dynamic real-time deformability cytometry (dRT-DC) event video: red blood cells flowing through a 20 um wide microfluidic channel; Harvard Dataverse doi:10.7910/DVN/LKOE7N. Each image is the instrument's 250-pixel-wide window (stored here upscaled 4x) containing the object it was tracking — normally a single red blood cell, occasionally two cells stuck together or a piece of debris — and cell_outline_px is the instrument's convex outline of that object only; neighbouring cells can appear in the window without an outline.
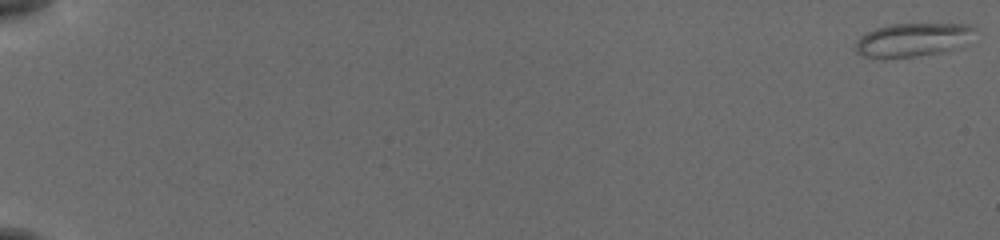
{"species": "common noctule bat (a hibernating species)", "species_latin": "Nyctalus noctula", "temperature_condition": "cold", "stored_images_in_passage": 57, "camera_frame_rate_fps": 3000, "um_per_image_px": 0.085, "animal": {"sex": "female", "body_mass_g": 19.5, "forearm_length_mm": 54.1}, "frame": {"image": 1, "passage_image": 1, "time_ms": 0.0, "image_size_px": [1000, 240], "cell_outline_px": [[976, 28], [948, 48], [940, 52], [916, 56], [884, 60], [864, 56], [856, 52], [856, 40], [860, 36], [876, 28], [892, 24], [964, 24]], "centroid_in_image_um": [77.33, 3.4], "position_along_channel_um": 7.7, "area_um2": 22.31}}
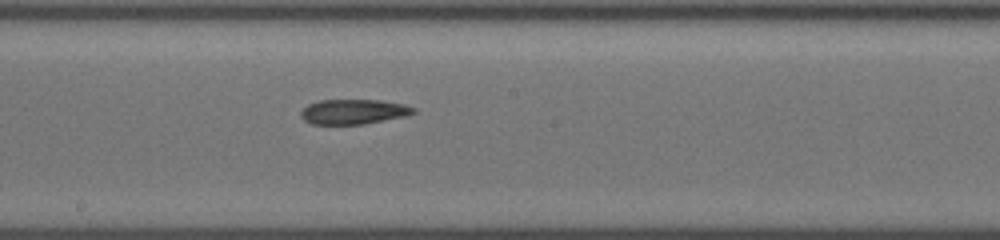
{"frame": {"image": 2, "passage_image": 34, "time_ms": 11.0, "image_size_px": [1000, 240], "cell_outline_px": [[416, 112], [404, 116], [364, 124], [312, 124], [304, 120], [300, 116], [300, 112], [308, 104], [320, 100], [380, 100], [404, 104], [416, 108]], "centroid_in_image_um": [30.04, 9.49], "position_along_channel_um": 218.2, "area_um2": 16.3}}
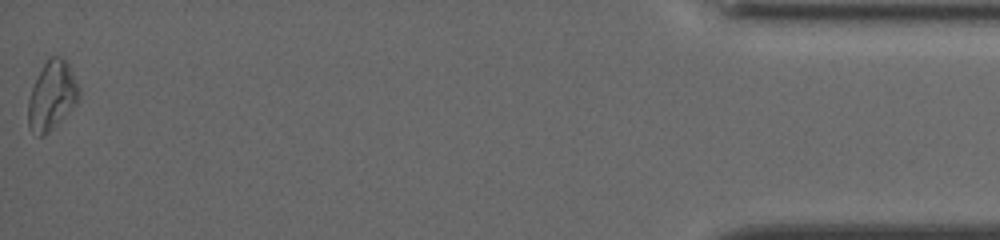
{"frame": {"image": 3, "passage_image": 57, "time_ms": 18.667, "image_size_px": [1000, 240], "cell_outline_px": [[80, 96], [68, 112], [44, 136], [40, 136], [28, 128], [28, 100], [36, 76], [48, 56], [60, 56], [68, 60], [80, 88]], "centroid_in_image_um": [4.41, 8.06], "position_along_channel_um": 430.8, "area_um2": 20.46}}